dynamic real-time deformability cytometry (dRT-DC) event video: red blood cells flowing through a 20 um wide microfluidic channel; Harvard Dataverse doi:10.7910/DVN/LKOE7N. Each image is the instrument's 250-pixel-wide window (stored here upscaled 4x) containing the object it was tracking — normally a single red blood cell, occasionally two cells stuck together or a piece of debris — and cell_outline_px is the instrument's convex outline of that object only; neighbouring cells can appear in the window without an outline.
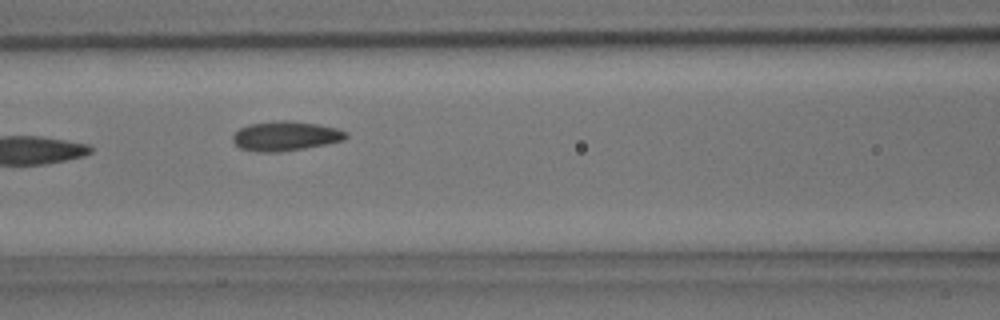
{"species": "common noctule bat (a hibernating species)", "species_latin": "Nyctalus noctula", "temperature_condition": "room temperature", "stored_images_in_passage": 6, "camera_frame_rate_fps": 3000, "um_per_image_px": 0.085, "animal": {"sex": "male", "body_mass_g": 15.6}, "frame": {"image": 1, "passage_image": 3, "time_ms": 2.333, "image_size_px": [1000, 320], "cell_outline_px": [[348, 136], [344, 140], [304, 148], [280, 152], [256, 152], [240, 148], [232, 140], [232, 136], [240, 128], [248, 124], [276, 120], [284, 120], [316, 124], [336, 128], [348, 132]], "centroid_in_image_um": [24.24, 11.56], "position_along_channel_um": 142.4, "area_um2": 19.42}}
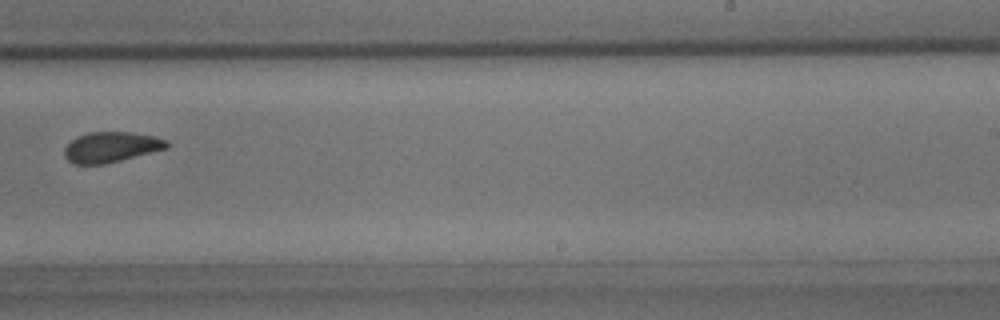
{"frame": {"image": 2, "passage_image": 6, "time_ms": 5.667, "image_size_px": [1000, 320], "cell_outline_px": [[168, 148], [104, 164], [72, 164], [64, 156], [64, 148], [76, 136], [88, 132], [132, 132], [156, 136], [168, 140]], "centroid_in_image_um": [9.44, 12.49], "position_along_channel_um": 279.6, "area_um2": 18.21}}